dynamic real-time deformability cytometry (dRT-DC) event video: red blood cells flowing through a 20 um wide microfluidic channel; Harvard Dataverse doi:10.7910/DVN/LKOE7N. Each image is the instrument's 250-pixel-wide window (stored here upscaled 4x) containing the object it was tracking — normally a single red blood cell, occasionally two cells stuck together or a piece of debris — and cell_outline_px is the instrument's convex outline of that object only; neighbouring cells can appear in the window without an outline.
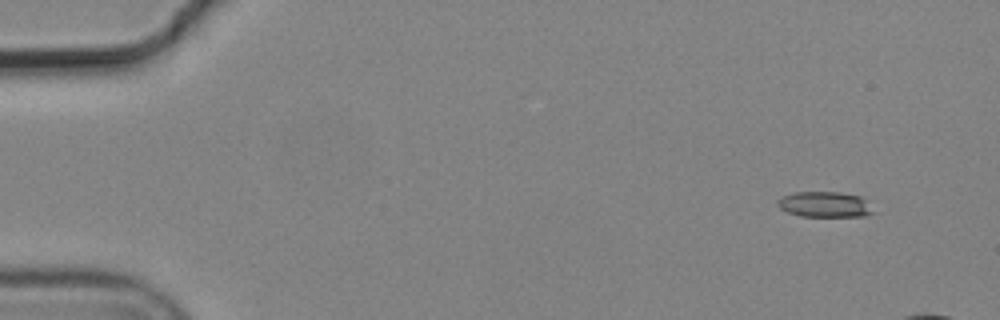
{"species": "common noctule bat (a hibernating species)", "species_latin": "Nyctalus noctula", "temperature_condition": "cold", "stored_images_in_passage": 4, "camera_frame_rate_fps": 3000, "um_per_image_px": 0.085, "animal": {"sex": "male", "body_mass_g": 19.2, "forearm_length_mm": 51.8}, "frame": {"image": 1, "passage_image": 1, "time_ms": 0.0, "image_size_px": [1000, 320], "cell_outline_px": [[880, 212], [868, 216], [800, 216], [788, 212], [780, 208], [776, 204], [776, 200], [784, 196], [796, 192], [840, 192], [860, 196]], "centroid_in_image_um": [70.19, 17.39], "position_along_channel_um": 14.8, "area_um2": 14.51}}